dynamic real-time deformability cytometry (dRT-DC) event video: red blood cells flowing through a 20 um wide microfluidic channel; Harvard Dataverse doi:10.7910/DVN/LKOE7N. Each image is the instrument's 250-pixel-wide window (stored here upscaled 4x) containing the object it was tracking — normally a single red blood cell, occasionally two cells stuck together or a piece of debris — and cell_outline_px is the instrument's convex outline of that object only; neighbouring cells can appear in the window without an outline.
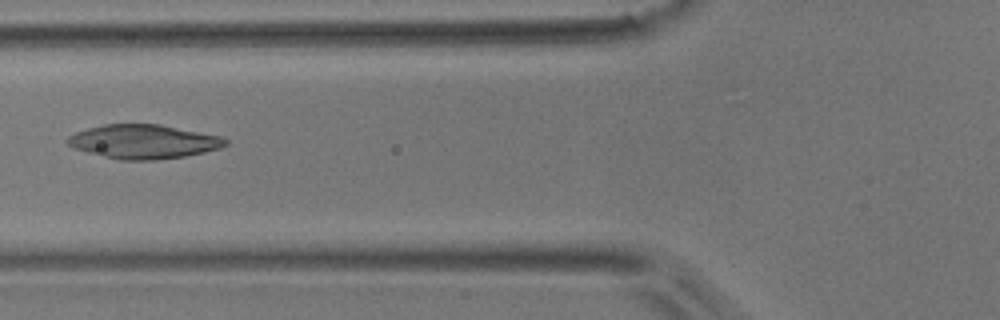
{"species": "common noctule bat (a hibernating species)", "species_latin": "Nyctalus noctula", "temperature_condition": "room temperature", "stored_images_in_passage": 9, "camera_frame_rate_fps": 3000, "um_per_image_px": 0.085, "animal": {"sex": "male", "body_mass_g": 17.9}, "frame": {"image": 1, "passage_image": 6, "time_ms": 6.667, "image_size_px": [1000, 320], "cell_outline_px": [[228, 144], [220, 148], [204, 152], [184, 156], [156, 160], [120, 160], [72, 148], [68, 144], [68, 136], [76, 132], [88, 128], [104, 124], [160, 124], [220, 136], [228, 140]], "centroid_in_image_um": [12.21, 12.04], "position_along_channel_um": 113.6, "area_um2": 31.15}}
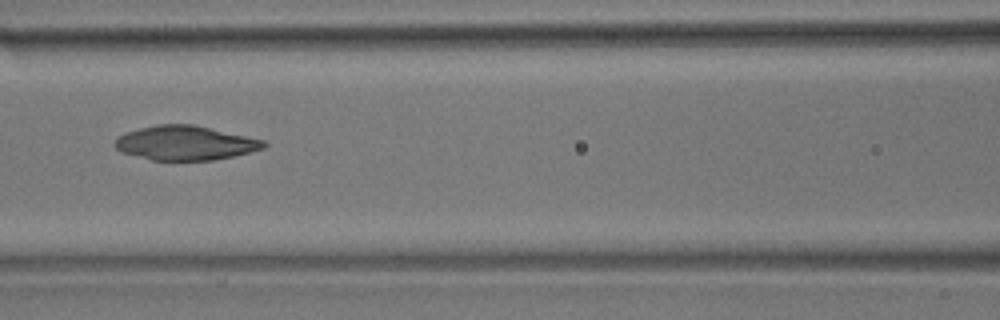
{"frame": {"image": 2, "passage_image": 7, "time_ms": 7.667, "image_size_px": [1000, 320], "cell_outline_px": [[268, 144], [264, 148], [252, 152], [212, 160], [152, 160], [120, 152], [112, 144], [116, 136], [124, 132], [156, 124], [192, 124], [264, 140]], "centroid_in_image_um": [15.69, 12.15], "position_along_channel_um": 150.9, "area_um2": 29.88}}
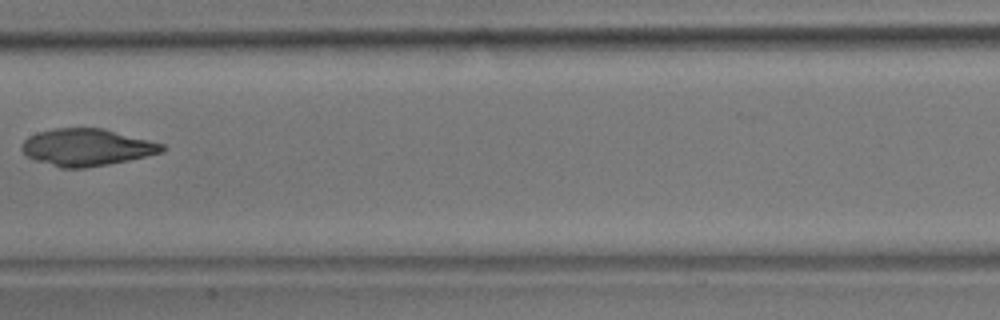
{"frame": {"image": 3, "passage_image": 8, "time_ms": 9.0, "image_size_px": [1000, 320], "cell_outline_px": [[168, 148], [164, 152], [128, 160], [108, 164], [84, 168], [60, 168], [36, 160], [28, 156], [20, 148], [20, 144], [28, 136], [36, 132], [56, 128], [104, 128], [164, 144]], "centroid_in_image_um": [7.38, 12.51], "position_along_channel_um": 200.0, "area_um2": 30.4}}